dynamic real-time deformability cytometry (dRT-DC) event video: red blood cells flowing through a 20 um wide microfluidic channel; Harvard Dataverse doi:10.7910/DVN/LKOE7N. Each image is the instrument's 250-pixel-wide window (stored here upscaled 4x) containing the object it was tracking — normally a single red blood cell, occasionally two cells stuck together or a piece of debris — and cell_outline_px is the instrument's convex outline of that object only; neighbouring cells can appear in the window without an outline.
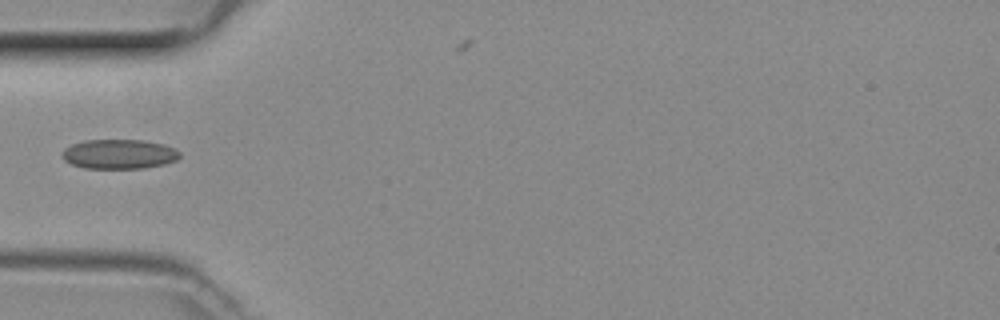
{"species": "common noctule bat (a hibernating species)", "species_latin": "Nyctalus noctula", "temperature_condition": "room temperature", "stored_images_in_passage": 14, "camera_frame_rate_fps": 3000, "um_per_image_px": 0.085, "animal": {"sex": "female", "body_mass_g": 29.2, "forearm_length_mm": 56.3}, "frame": {"image": 1, "passage_image": 1, "time_ms": 0.0, "image_size_px": [1000, 320], "cell_outline_px": [[180, 156], [176, 160], [164, 164], [144, 168], [84, 168], [72, 164], [64, 160], [60, 156], [64, 148], [72, 144], [84, 140], [144, 140], [164, 144], [180, 152]], "centroid_in_image_um": [10.09, 13.09], "position_along_channel_um": 74.9, "area_um2": 20.29}}
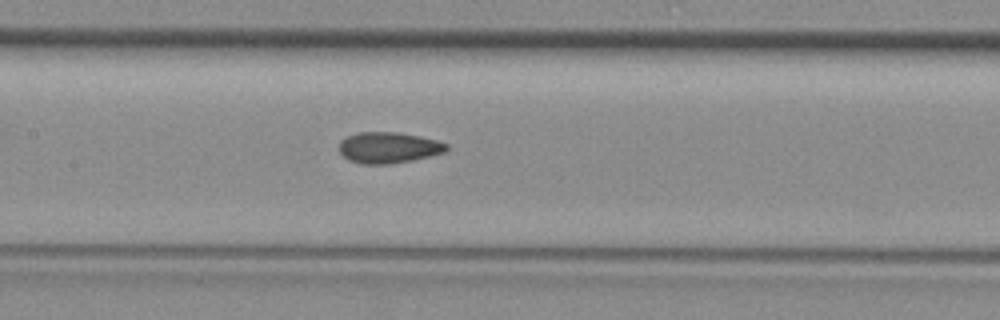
{"frame": {"image": 2, "passage_image": 8, "time_ms": 2.333, "image_size_px": [1000, 320], "cell_outline_px": [[448, 148], [444, 152], [412, 160], [388, 164], [360, 164], [348, 160], [340, 152], [340, 140], [356, 132], [396, 132], [436, 140], [448, 144]], "centroid_in_image_um": [32.99, 12.55], "position_along_channel_um": 174.4, "area_um2": 19.25}}
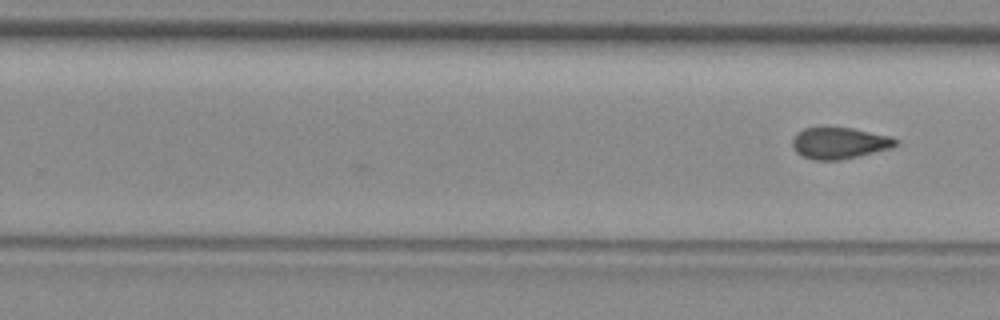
{"frame": {"image": 3, "passage_image": 14, "time_ms": 4.333, "image_size_px": [1000, 320], "cell_outline_px": [[900, 140], [892, 148], [840, 160], [812, 160], [796, 152], [792, 144], [792, 140], [796, 132], [804, 128], [852, 128], [892, 136]], "centroid_in_image_um": [71.36, 12.16], "position_along_channel_um": 258.4, "area_um2": 18.9}}